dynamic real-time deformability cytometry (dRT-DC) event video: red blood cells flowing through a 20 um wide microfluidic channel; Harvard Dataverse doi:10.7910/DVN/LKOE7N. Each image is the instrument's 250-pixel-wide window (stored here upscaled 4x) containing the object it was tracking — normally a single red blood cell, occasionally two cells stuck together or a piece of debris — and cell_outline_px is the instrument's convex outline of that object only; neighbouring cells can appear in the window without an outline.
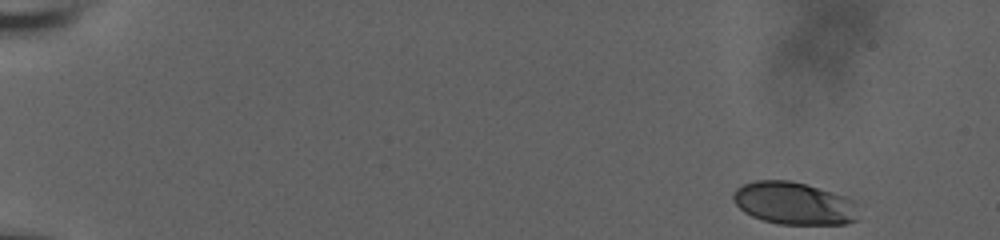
{"species": "human", "species_latin": "Homo sapiens", "temperature_condition": "room temperature", "stored_images_in_passage": 13, "camera_frame_rate_fps": 3000, "um_per_image_px": 0.085, "donor": {"sex": "male"}, "frame": {"image": 1, "passage_image": 1, "time_ms": 0.0, "image_size_px": [1000, 240], "cell_outline_px": [[856, 220], [844, 224], [780, 224], [764, 220], [752, 216], [744, 212], [736, 204], [732, 196], [732, 192], [736, 188], [744, 184], [756, 180], [788, 180], [804, 184], [844, 196], [852, 200]], "centroid_in_image_um": [67.41, 17.28], "position_along_channel_um": 17.6, "area_um2": 30.46}}